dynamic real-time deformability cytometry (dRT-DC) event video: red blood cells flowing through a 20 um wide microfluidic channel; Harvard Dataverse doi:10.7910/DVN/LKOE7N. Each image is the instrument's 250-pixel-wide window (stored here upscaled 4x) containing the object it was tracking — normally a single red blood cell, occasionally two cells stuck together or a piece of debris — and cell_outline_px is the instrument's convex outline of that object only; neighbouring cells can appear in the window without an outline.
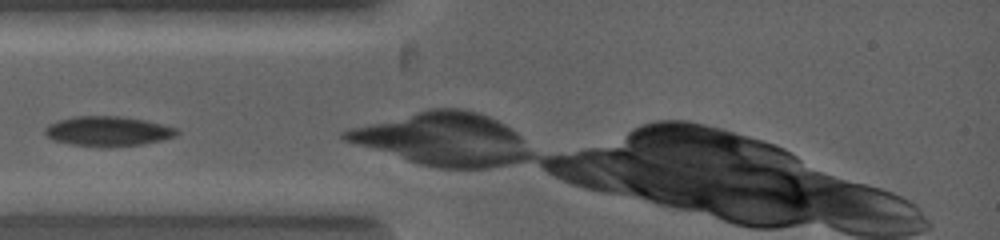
{"species": "common noctule bat (a hibernating species)", "species_latin": "Nyctalus noctula", "temperature_condition": "warm", "stored_images_in_passage": 5, "camera_frame_rate_fps": 5000, "um_per_image_px": 0.085, "animal": {"sex": "female", "body_mass_g": 19.0, "forearm_length_mm": 53.3}, "frame": {"image": 1, "passage_image": 1, "time_ms": 0.0, "image_size_px": [1000, 240], "cell_outline_px": [[180, 132], [176, 136], [160, 140], [140, 144], [68, 144], [56, 140], [48, 136], [44, 132], [44, 128], [48, 124], [56, 120], [72, 116], [120, 116], [144, 120], [176, 128]], "centroid_in_image_um": [9.14, 11.1], "position_along_channel_um": 75.9, "area_um2": 21.96}}